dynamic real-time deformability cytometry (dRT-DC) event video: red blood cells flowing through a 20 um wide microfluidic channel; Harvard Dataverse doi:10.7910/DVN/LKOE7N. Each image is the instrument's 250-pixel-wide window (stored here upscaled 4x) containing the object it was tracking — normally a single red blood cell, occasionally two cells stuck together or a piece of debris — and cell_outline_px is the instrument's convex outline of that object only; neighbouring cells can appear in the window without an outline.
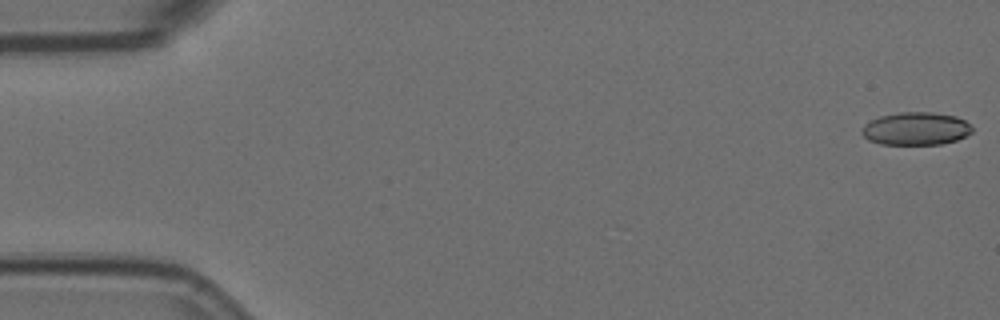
{"species": "Egyptian fruit bat (a non-hibernating species)", "species_latin": "Rousettus aegyptiacus", "temperature_condition": "room temperature", "stored_images_in_passage": 7, "camera_frame_rate_fps": 3000, "um_per_image_px": 0.085, "animal": {"sex": "female"}, "frame": {"image": 1, "passage_image": 1, "time_ms": 0.0, "image_size_px": [1000, 320], "cell_outline_px": [[972, 132], [956, 140], [940, 144], [880, 144], [868, 140], [860, 132], [864, 124], [880, 116], [900, 112], [932, 112], [956, 116], [964, 120], [972, 128]], "centroid_in_image_um": [77.82, 10.93], "position_along_channel_um": 7.2, "area_um2": 21.04}}
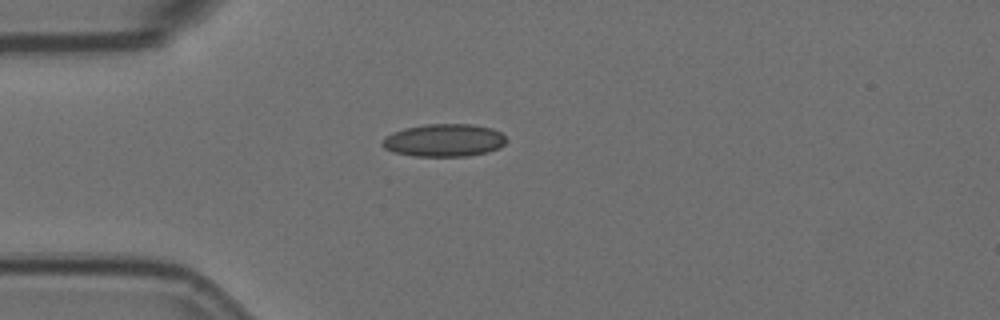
{"frame": {"image": 2, "passage_image": 5, "time_ms": 1.333, "image_size_px": [1000, 320], "cell_outline_px": [[504, 144], [500, 148], [488, 152], [468, 156], [412, 156], [392, 152], [384, 148], [380, 144], [380, 140], [384, 136], [392, 132], [404, 128], [424, 124], [472, 124], [492, 128], [500, 132], [504, 136]], "centroid_in_image_um": [37.68, 11.92], "position_along_channel_um": 47.3, "area_um2": 23.93}}
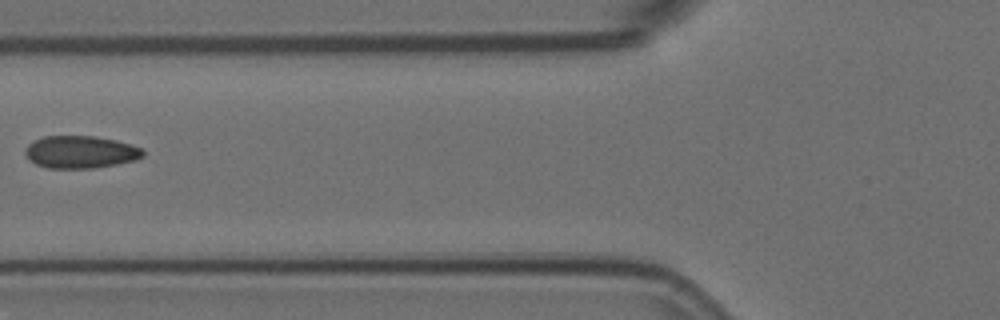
{"frame": {"image": 3, "passage_image": 7, "time_ms": 2.0, "image_size_px": [1000, 320], "cell_outline_px": [[144, 156], [132, 160], [116, 164], [92, 168], [48, 168], [36, 164], [28, 160], [24, 152], [28, 144], [44, 136], [92, 136], [116, 140], [140, 148], [144, 152]], "centroid_in_image_um": [6.79, 12.92], "position_along_channel_um": 119.0, "area_um2": 22.02}}